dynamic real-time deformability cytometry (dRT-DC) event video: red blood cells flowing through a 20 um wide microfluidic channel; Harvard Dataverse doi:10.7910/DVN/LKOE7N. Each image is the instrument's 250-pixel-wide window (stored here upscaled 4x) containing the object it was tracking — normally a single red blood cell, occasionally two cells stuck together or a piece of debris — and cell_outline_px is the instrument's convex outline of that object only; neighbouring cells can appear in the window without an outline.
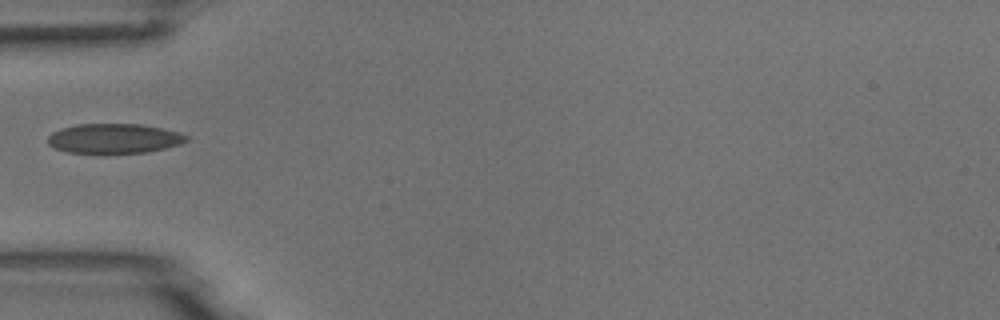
{"species": "common noctule bat (a hibernating species)", "species_latin": "Nyctalus noctula", "temperature_condition": "room temperature", "stored_images_in_passage": 4, "camera_frame_rate_fps": 3000, "um_per_image_px": 0.085, "animal": {"sex": "male", "body_mass_g": 18.8}, "frame": {"image": 1, "passage_image": 4, "time_ms": 5.0, "image_size_px": [1000, 320], "cell_outline_px": [[188, 140], [180, 144], [164, 148], [144, 152], [68, 152], [56, 148], [48, 144], [48, 136], [52, 132], [60, 128], [76, 124], [140, 124], [164, 128], [180, 132], [188, 136]], "centroid_in_image_um": [9.71, 11.74], "position_along_channel_um": 75.3, "area_um2": 23.76}}